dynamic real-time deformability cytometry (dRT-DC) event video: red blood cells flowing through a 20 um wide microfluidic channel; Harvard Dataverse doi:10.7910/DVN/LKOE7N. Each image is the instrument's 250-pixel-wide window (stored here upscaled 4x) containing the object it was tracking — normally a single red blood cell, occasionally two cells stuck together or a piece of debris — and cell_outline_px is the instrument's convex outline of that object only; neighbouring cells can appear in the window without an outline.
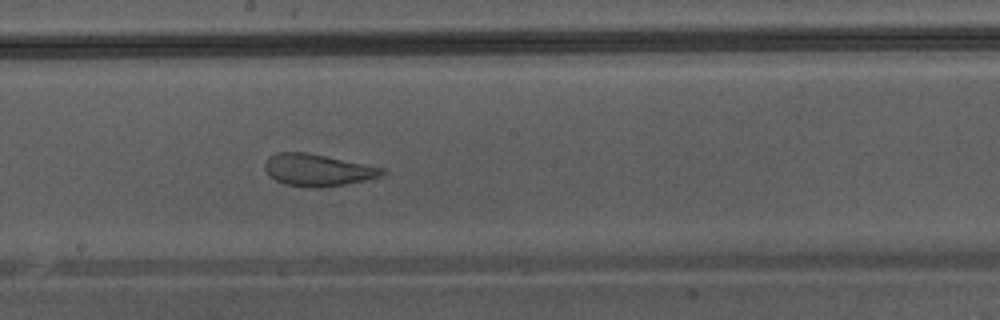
{"species": "Egyptian fruit bat (a non-hibernating species)", "species_latin": "Rousettus aegyptiacus", "temperature_condition": "warm", "stored_images_in_passage": 47, "camera_frame_rate_fps": 3000, "um_per_image_px": 0.085, "animal": {"sex": "male"}, "frame": {"image": 1, "passage_image": 27, "time_ms": 8.667, "image_size_px": [1000, 320], "cell_outline_px": [[384, 172], [380, 176], [364, 180], [344, 184], [320, 188], [312, 188], [284, 184], [276, 180], [264, 168], [264, 164], [268, 156], [276, 152], [304, 152], [384, 168]], "centroid_in_image_um": [26.94, 14.45], "position_along_channel_um": 221.3, "area_um2": 21.5}}